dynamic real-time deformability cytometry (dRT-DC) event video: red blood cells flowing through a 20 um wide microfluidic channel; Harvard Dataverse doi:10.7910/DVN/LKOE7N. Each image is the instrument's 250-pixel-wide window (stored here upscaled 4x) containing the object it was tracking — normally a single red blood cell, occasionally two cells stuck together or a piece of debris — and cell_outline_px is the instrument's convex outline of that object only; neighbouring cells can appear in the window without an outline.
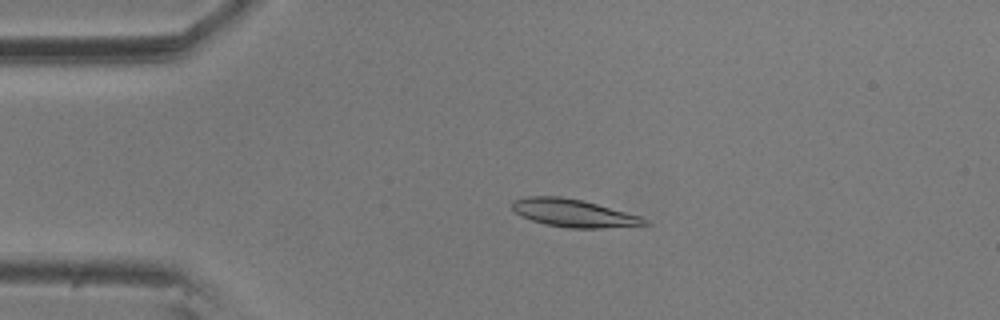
{"species": "common noctule bat (a hibernating species)", "species_latin": "Nyctalus noctula", "temperature_condition": "room temperature", "stored_images_in_passage": 4, "camera_frame_rate_fps": 3000, "um_per_image_px": 0.085, "animal": {"sex": "male", "body_mass_g": 20.5, "forearm_length_mm": 52.5}, "frame": {"image": 1, "passage_image": 3, "time_ms": 0.667, "image_size_px": [1000, 320], "cell_outline_px": [[652, 224], [600, 228], [568, 228], [548, 224], [532, 220], [516, 212], [512, 208], [512, 200], [528, 196], [560, 196], [580, 200], [596, 204], [640, 216], [648, 220]], "centroid_in_image_um": [48.76, 18.11], "position_along_channel_um": 36.2, "area_um2": 21.04}}